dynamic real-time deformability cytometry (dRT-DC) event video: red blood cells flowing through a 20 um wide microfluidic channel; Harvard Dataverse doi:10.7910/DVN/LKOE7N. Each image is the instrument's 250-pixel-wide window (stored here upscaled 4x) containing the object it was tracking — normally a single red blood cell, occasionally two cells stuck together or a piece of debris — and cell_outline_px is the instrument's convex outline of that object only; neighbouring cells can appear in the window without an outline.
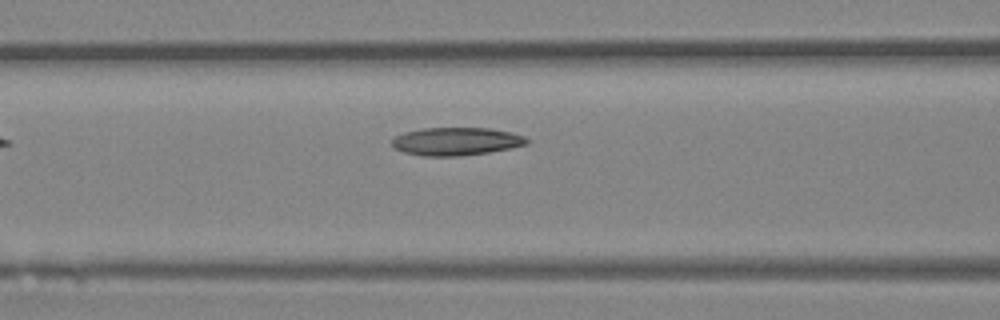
{"species": "Egyptian fruit bat (a non-hibernating species)", "species_latin": "Rousettus aegyptiacus", "temperature_condition": "room temperature", "stored_images_in_passage": 6, "camera_frame_rate_fps": 3000, "um_per_image_px": 0.085, "animal": {"sex": "female"}, "frame": {"image": 1, "passage_image": 6, "time_ms": 1.667, "image_size_px": [1000, 320], "cell_outline_px": [[528, 144], [512, 148], [488, 152], [460, 156], [424, 156], [404, 152], [392, 148], [392, 140], [396, 136], [404, 132], [424, 128], [492, 128], [512, 132], [524, 136], [528, 140]], "centroid_in_image_um": [38.78, 12.02], "position_along_channel_um": 127.8, "area_um2": 22.08}}